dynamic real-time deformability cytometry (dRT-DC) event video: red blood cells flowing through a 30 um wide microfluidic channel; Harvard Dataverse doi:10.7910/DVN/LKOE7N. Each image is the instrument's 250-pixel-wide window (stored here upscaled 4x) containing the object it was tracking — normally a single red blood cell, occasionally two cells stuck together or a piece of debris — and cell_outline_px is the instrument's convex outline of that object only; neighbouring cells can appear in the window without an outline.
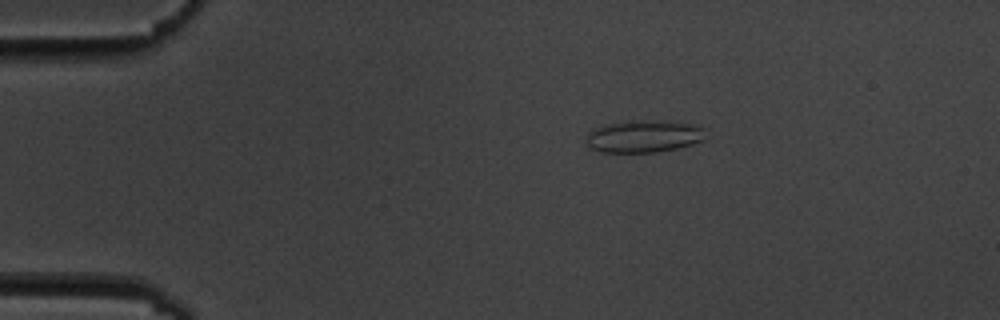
{"species": "common noctule bat (a hibernating species)", "species_latin": "Nyctalus noctula", "temperature_condition": "cold", "stored_images_in_passage": 3, "camera_frame_rate_fps": 3000, "um_per_image_px": 0.085, "animal": {"sex": "male", "body_mass_g": 19.5, "forearm_length_mm": 54.6}, "frame": {"image": 1, "passage_image": 2, "time_ms": 1.333, "image_size_px": [1000, 320], "cell_outline_px": [[704, 140], [692, 144], [676, 148], [656, 152], [600, 152], [588, 148], [588, 132], [592, 128], [600, 124], [656, 120], [664, 120], [696, 124], [704, 128]], "centroid_in_image_um": [54.72, 11.58], "position_along_channel_um": 30.3, "area_um2": 22.54}}